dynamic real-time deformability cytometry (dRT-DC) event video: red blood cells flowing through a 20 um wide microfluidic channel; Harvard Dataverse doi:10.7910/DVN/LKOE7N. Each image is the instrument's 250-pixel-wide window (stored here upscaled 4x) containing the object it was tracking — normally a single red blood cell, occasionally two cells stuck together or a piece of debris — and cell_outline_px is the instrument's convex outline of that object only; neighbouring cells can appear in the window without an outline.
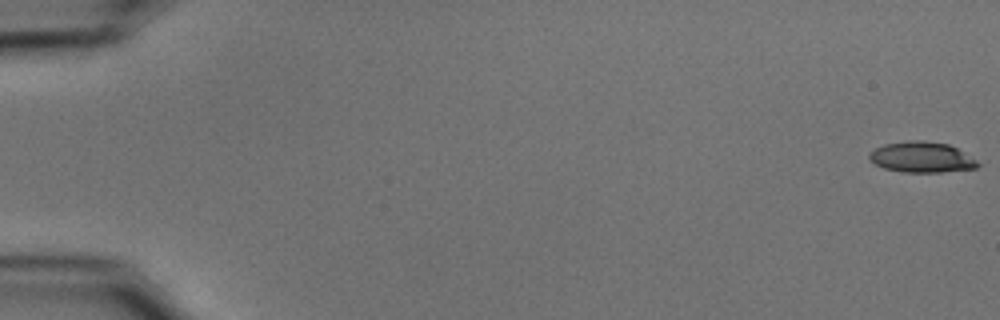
{"species": "common noctule bat (a hibernating species)", "species_latin": "Nyctalus noctula", "temperature_condition": "cold", "stored_images_in_passage": 55, "camera_frame_rate_fps": 3000, "um_per_image_px": 0.085, "animal": {"sex": "male", "body_mass_g": 15.6}, "frame": {"image": 1, "passage_image": 1, "time_ms": 0.0, "image_size_px": [1000, 320], "cell_outline_px": [[980, 164], [976, 168], [940, 172], [904, 172], [884, 168], [876, 164], [868, 156], [876, 148], [884, 144], [908, 140], [924, 140], [948, 144], [956, 148], [976, 160]], "centroid_in_image_um": [78.35, 13.35], "position_along_channel_um": 6.7, "area_um2": 19.13}}
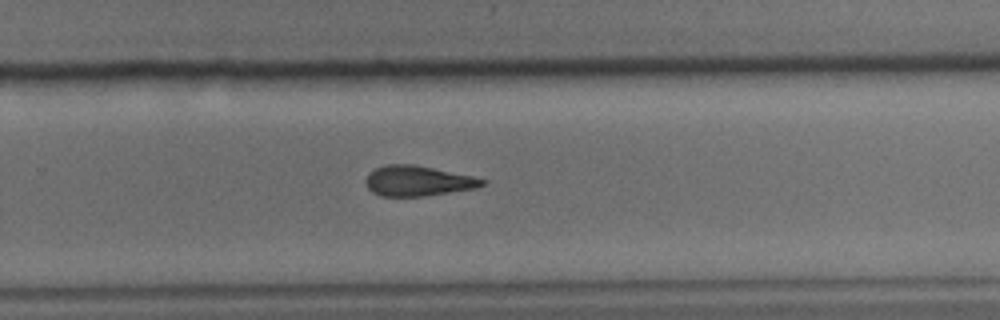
{"frame": {"image": 2, "passage_image": 37, "time_ms": 12.0, "image_size_px": [1000, 320], "cell_outline_px": [[488, 180], [484, 184], [476, 188], [424, 196], [380, 196], [372, 192], [368, 188], [364, 180], [368, 172], [376, 168], [388, 164], [412, 164], [472, 176]], "centroid_in_image_um": [35.48, 15.38], "position_along_channel_um": 294.3, "area_um2": 20.46}}
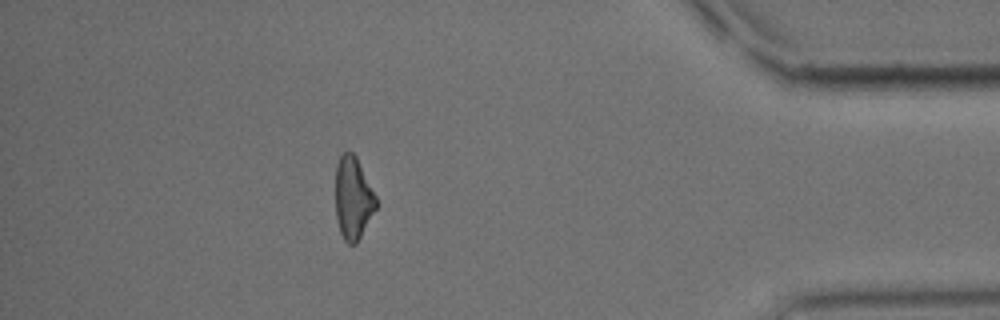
{"frame": {"image": 3, "passage_image": 49, "time_ms": 16.0, "image_size_px": [1000, 320], "cell_outline_px": [[376, 208], [356, 244], [348, 244], [344, 240], [340, 232], [336, 220], [336, 164], [340, 156], [344, 152], [352, 152], [356, 156], [376, 196]], "centroid_in_image_um": [29.99, 16.84], "position_along_channel_um": 405.2, "area_um2": 19.36}, "authors_computed_cell_mechanics": {"area_um2": 20.6924, "velocity_mm_per_s": 3.7442, "shape_relaxation_time_tau1_ms": 5.4461, "shape_relaxation_time_tau2_ms": 6.99, "deformation_change_tau1": 0.1622, "deformation_change_tau2": 0.2135}}